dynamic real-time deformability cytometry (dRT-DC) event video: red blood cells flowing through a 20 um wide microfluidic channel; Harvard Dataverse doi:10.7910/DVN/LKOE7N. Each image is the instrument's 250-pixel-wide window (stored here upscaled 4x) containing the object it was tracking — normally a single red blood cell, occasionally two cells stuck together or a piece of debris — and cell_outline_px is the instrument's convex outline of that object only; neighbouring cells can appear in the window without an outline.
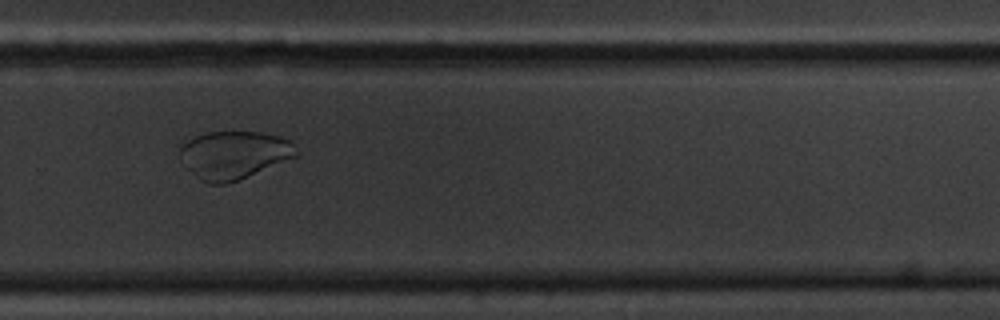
{"species": "common noctule bat (a hibernating species)", "species_latin": "Nyctalus noctula", "temperature_condition": "cold", "stored_images_in_passage": 49, "camera_frame_rate_fps": 3000, "um_per_image_px": 0.085, "animal": {"sex": "male", "body_mass_g": 20.1, "forearm_length_mm": 53.5}, "frame": {"image": 1, "passage_image": 31, "time_ms": 10.0, "image_size_px": [1000, 320], "cell_outline_px": [[300, 156], [228, 184], [208, 184], [200, 180], [184, 168], [180, 152], [180, 148], [188, 140], [196, 136], [208, 132], [260, 132], [280, 136], [288, 140], [300, 152]], "centroid_in_image_um": [19.91, 13.19], "position_along_channel_um": 309.9, "area_um2": 32.77}}